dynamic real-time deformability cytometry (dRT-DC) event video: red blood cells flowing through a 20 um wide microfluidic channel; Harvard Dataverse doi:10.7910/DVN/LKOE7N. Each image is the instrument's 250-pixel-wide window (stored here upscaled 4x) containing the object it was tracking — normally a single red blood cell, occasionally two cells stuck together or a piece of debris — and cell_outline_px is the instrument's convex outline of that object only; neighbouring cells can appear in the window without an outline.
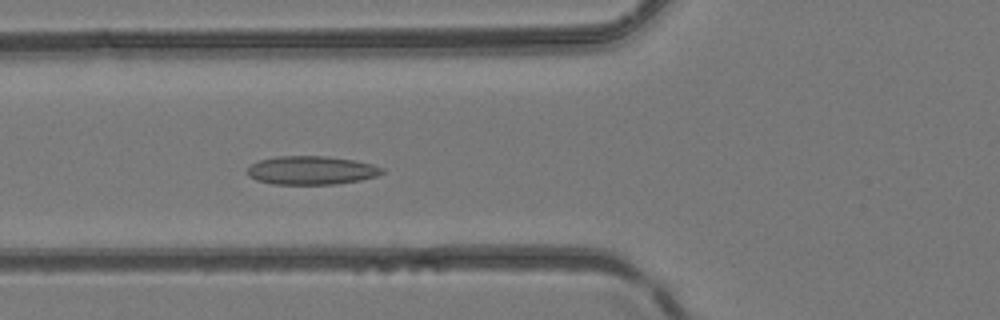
{"species": "common noctule bat (a hibernating species)", "species_latin": "Nyctalus noctula", "temperature_condition": "room temperature", "stored_images_in_passage": 39, "camera_frame_rate_fps": 3000, "um_per_image_px": 0.085, "animal": {"sex": "female", "body_mass_g": 24.6, "forearm_length_mm": 56.2}, "frame": {"image": 1, "passage_image": 10, "time_ms": 3.0, "image_size_px": [1000, 320], "cell_outline_px": [[384, 172], [376, 176], [360, 180], [336, 184], [272, 184], [256, 180], [248, 176], [244, 172], [252, 164], [260, 160], [276, 156], [328, 156], [352, 160], [372, 164], [384, 168]], "centroid_in_image_um": [26.44, 14.48], "position_along_channel_um": 99.4, "area_um2": 22.48}}
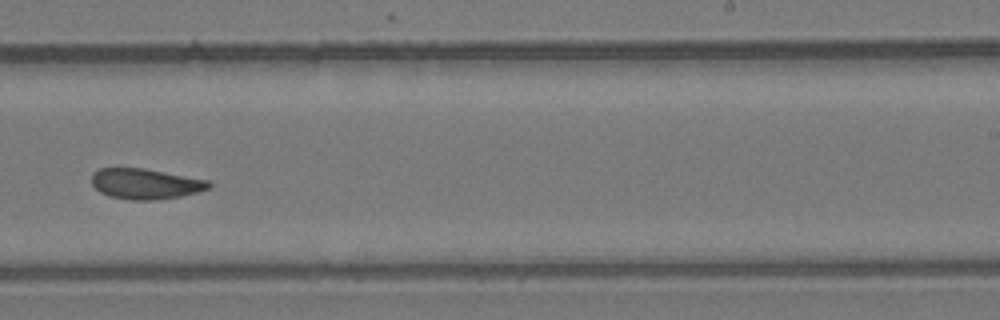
{"frame": {"image": 2, "passage_image": 22, "time_ms": 7.0, "image_size_px": [1000, 320], "cell_outline_px": [[212, 188], [200, 192], [180, 196], [156, 200], [132, 200], [108, 196], [100, 192], [92, 184], [92, 172], [100, 168], [144, 168], [208, 180], [212, 184]], "centroid_in_image_um": [12.38, 15.63], "position_along_channel_um": 276.6, "area_um2": 20.98}}
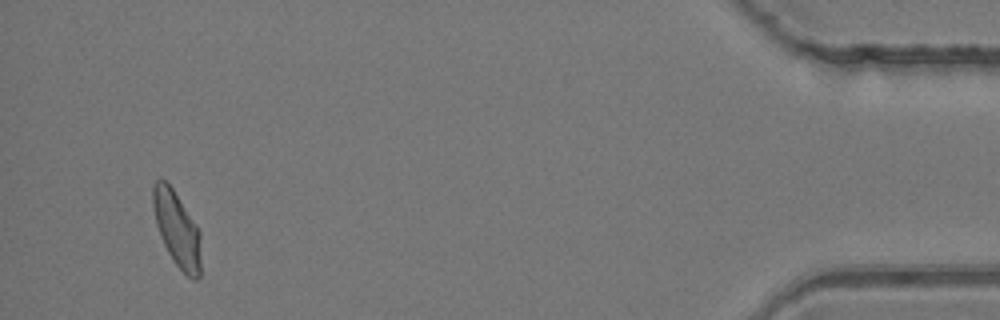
{"frame": {"image": 3, "passage_image": 37, "time_ms": 12.0, "image_size_px": [1000, 320], "cell_outline_px": [[200, 276], [196, 280], [192, 280], [172, 260], [160, 236], [156, 224], [152, 204], [152, 184], [156, 180], [164, 180], [172, 188], [200, 232]], "centroid_in_image_um": [15.02, 19.49], "position_along_channel_um": 420.2, "area_um2": 20.69}}